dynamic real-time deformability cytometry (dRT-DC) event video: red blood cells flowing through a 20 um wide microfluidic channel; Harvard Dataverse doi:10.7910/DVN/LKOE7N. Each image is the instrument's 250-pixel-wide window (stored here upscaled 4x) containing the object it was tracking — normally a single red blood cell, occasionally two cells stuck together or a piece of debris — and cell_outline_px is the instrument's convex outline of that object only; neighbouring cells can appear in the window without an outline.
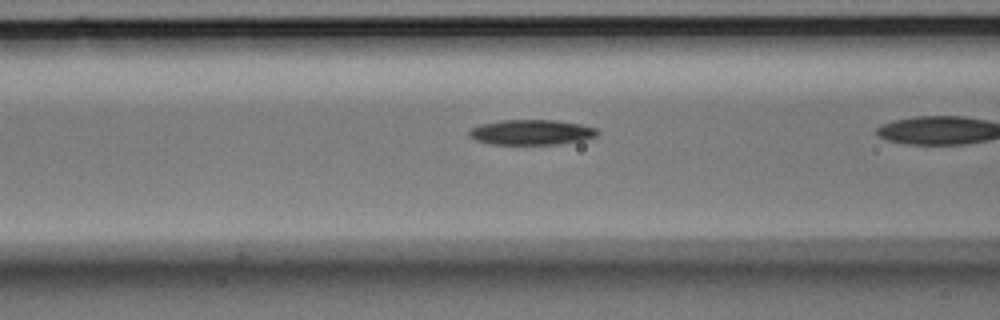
{"species": "Egyptian fruit bat (a non-hibernating species)", "species_latin": "Rousettus aegyptiacus", "temperature_condition": "room temperature", "stored_images_in_passage": 30, "camera_frame_rate_fps": 3000, "um_per_image_px": 0.085, "animal": {"sex": "male"}, "frame": {"image": 1, "passage_image": 9, "time_ms": 2.667, "image_size_px": [1000, 320], "cell_outline_px": [[600, 132], [596, 136], [584, 140], [560, 144], [492, 144], [476, 140], [468, 136], [468, 132], [472, 128], [480, 124], [500, 120], [556, 120], [580, 124], [596, 128]], "centroid_in_image_um": [45.18, 11.24], "position_along_channel_um": 121.4, "area_um2": 18.9}}
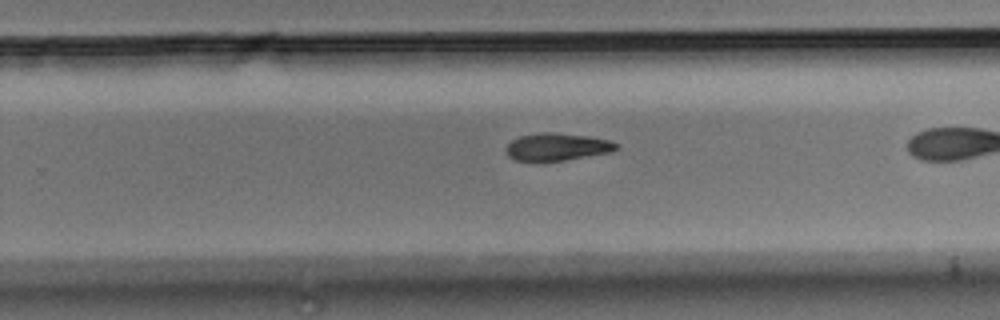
{"frame": {"image": 2, "passage_image": 22, "time_ms": 7.0, "image_size_px": [1000, 320], "cell_outline_px": [[620, 148], [612, 152], [564, 160], [516, 160], [508, 156], [504, 148], [512, 140], [520, 136], [540, 132], [552, 132], [588, 136], [612, 140], [620, 144]], "centroid_in_image_um": [47.41, 12.46], "position_along_channel_um": 282.4, "area_um2": 17.69}}